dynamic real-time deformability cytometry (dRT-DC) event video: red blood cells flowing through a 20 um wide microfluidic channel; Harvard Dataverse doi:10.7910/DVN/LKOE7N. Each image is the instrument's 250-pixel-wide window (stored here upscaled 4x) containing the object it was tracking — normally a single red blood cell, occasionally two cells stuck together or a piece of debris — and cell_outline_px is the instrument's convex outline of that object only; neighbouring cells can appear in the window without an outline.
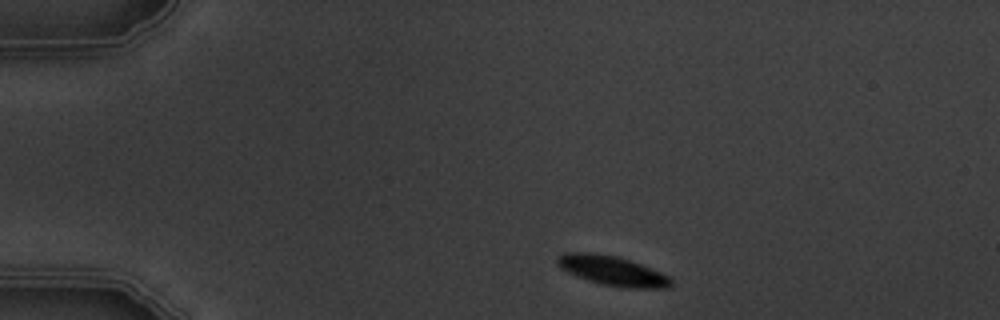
{"species": "common noctule bat (a hibernating species)", "species_latin": "Nyctalus noctula", "temperature_condition": "warm", "stored_images_in_passage": 4, "camera_frame_rate_fps": 3000, "um_per_image_px": 0.085, "animal": {"sex": "male", "body_mass_g": 19.5, "forearm_length_mm": 54.6}, "frame": {"image": 1, "passage_image": 1, "time_ms": 0.0, "image_size_px": [1000, 320], "cell_outline_px": [[672, 284], [668, 288], [620, 288], [600, 284], [588, 280], [568, 272], [560, 268], [556, 264], [556, 260], [564, 252], [588, 252], [616, 256], [640, 264], [660, 272], [668, 276], [672, 280]], "centroid_in_image_um": [52.03, 23.02], "position_along_channel_um": 33.0, "area_um2": 19.54}}
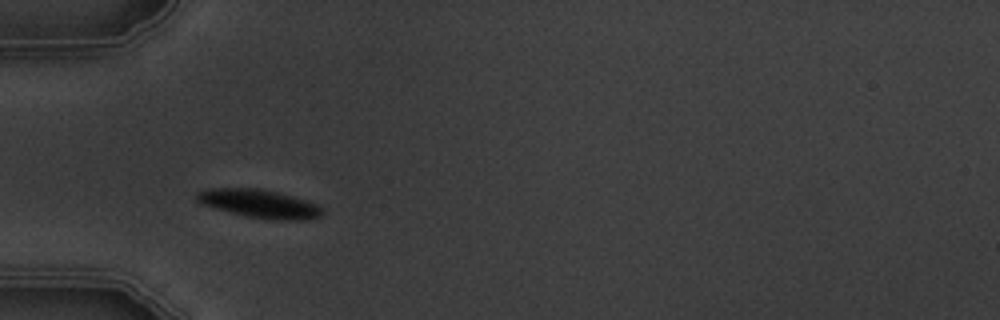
{"frame": {"image": 2, "passage_image": 3, "time_ms": 2.333, "image_size_px": [1000, 320], "cell_outline_px": [[324, 212], [320, 216], [308, 220], [272, 220], [244, 216], [200, 204], [196, 200], [196, 192], [208, 188], [260, 188], [292, 196], [316, 204]], "centroid_in_image_um": [22.0, 17.32], "position_along_channel_um": 63.0, "area_um2": 20.81}}
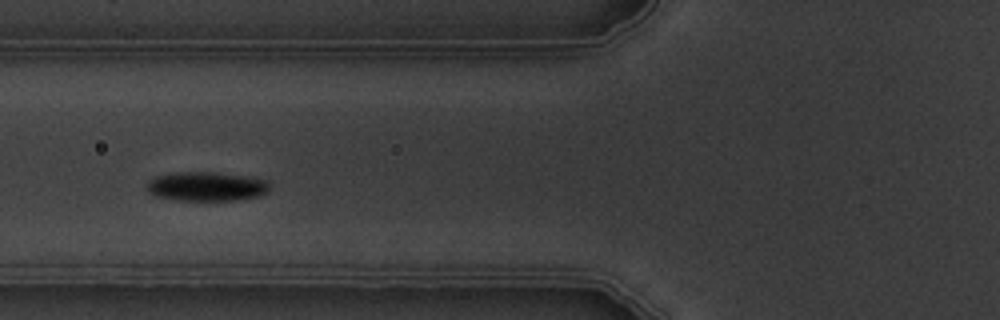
{"frame": {"image": 3, "passage_image": 4, "time_ms": 3.667, "image_size_px": [1000, 320], "cell_outline_px": [[268, 192], [256, 196], [240, 200], [176, 200], [156, 196], [148, 192], [148, 180], [156, 176], [176, 172], [208, 172], [244, 176], [268, 180]], "centroid_in_image_um": [17.53, 15.85], "position_along_channel_um": 108.3, "area_um2": 20.69}}